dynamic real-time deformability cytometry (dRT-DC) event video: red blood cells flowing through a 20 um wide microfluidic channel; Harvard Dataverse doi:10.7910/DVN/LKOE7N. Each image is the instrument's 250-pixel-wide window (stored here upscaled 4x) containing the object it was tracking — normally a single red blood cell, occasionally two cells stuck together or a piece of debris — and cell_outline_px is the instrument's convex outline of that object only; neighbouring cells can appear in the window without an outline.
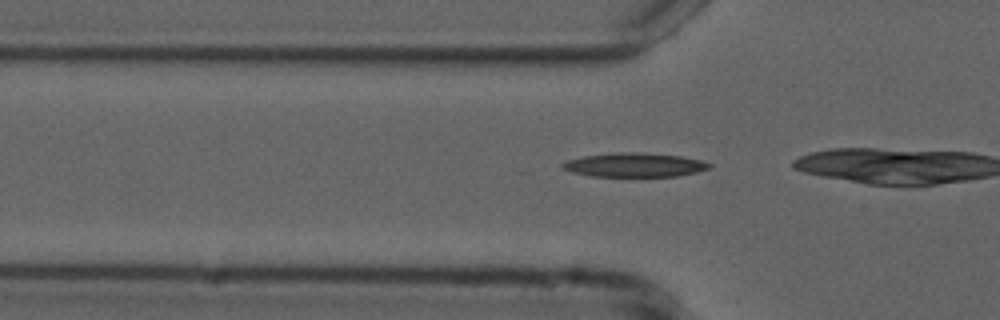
{"species": "common noctule bat (a hibernating species)", "species_latin": "Nyctalus noctula", "temperature_condition": "cold", "stored_images_in_passage": 16, "camera_frame_rate_fps": 3000, "um_per_image_px": 0.085, "animal": {"sex": "male", "forearm_length_mm": 52.5}, "frame": {"image": 1, "passage_image": 14, "time_ms": 4.333, "image_size_px": [1000, 320], "cell_outline_px": [[712, 168], [696, 172], [676, 176], [588, 176], [572, 172], [560, 168], [560, 164], [568, 160], [584, 156], [616, 152], [644, 152], [680, 156], [700, 160], [712, 164]], "centroid_in_image_um": [53.91, 14.01], "position_along_channel_um": 71.9, "area_um2": 20.63}}